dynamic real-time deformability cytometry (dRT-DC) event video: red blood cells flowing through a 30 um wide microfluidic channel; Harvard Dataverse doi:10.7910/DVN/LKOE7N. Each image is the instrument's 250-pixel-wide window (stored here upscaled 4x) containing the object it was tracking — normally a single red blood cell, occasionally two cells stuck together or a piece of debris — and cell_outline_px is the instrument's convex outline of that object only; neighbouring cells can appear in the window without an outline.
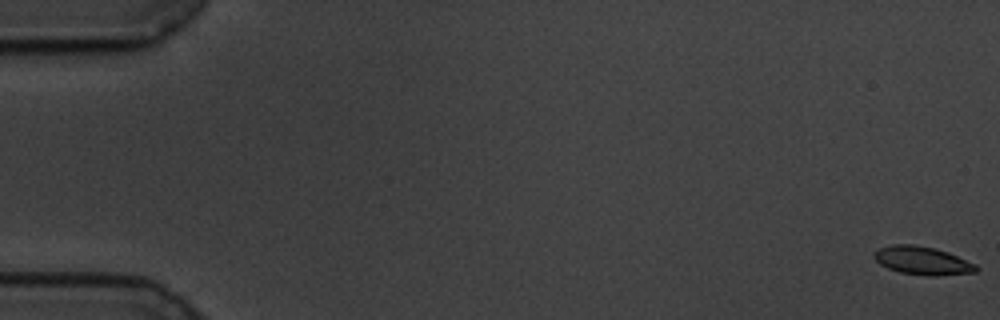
{"species": "common noctule bat (a hibernating species)", "species_latin": "Nyctalus noctula", "temperature_condition": "cold", "stored_images_in_passage": 59, "camera_frame_rate_fps": 3000, "um_per_image_px": 0.085, "animal": {"sex": "male", "body_mass_g": 19.5, "forearm_length_mm": 54.6}, "frame": {"image": 1, "passage_image": 1, "time_ms": 0.0, "image_size_px": [1000, 320], "cell_outline_px": [[980, 268], [976, 272], [936, 276], [928, 276], [900, 272], [888, 268], [880, 264], [872, 256], [872, 252], [880, 248], [892, 244], [912, 244], [936, 248], [948, 252], [976, 264]], "centroid_in_image_um": [78.4, 22.15], "position_along_channel_um": 6.6, "area_um2": 16.94}}
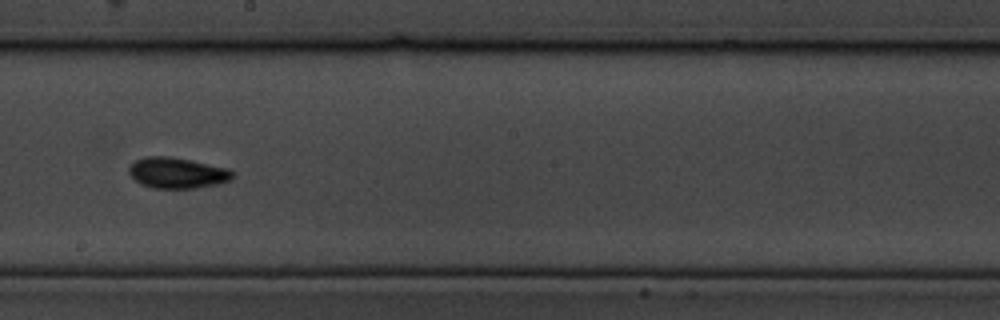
{"frame": {"image": 2, "passage_image": 34, "time_ms": 11.0, "image_size_px": [1000, 320], "cell_outline_px": [[236, 172], [228, 180], [216, 184], [196, 188], [152, 188], [140, 184], [128, 172], [128, 168], [136, 160], [144, 156], [172, 156], [192, 160], [228, 168]], "centroid_in_image_um": [15.05, 14.68], "position_along_channel_um": 233.2, "area_um2": 18.67}}
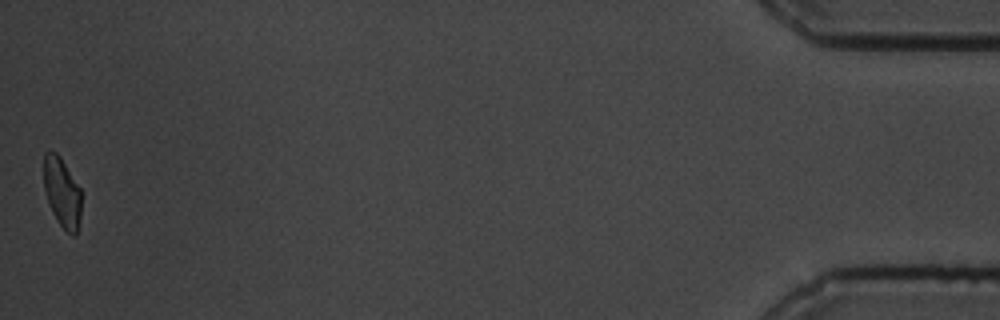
{"frame": {"image": 3, "passage_image": 59, "time_ms": 19.333, "image_size_px": [1000, 320], "cell_outline_px": [[80, 216], [76, 236], [72, 236], [60, 224], [52, 212], [44, 188], [44, 152], [56, 152], [60, 156], [80, 188]], "centroid_in_image_um": [5.27, 16.35], "position_along_channel_um": 429.9, "area_um2": 14.97}, "authors_computed_cell_mechanics": {"area_um2": 17.1088, "velocity_mm_per_s": 3.4509, "shape_relaxation_time_tau1_ms": 2.7317, "shape_relaxation_time_tau2_ms": 2.1708, "deformation_change_tau1": 0.1162, "deformation_change_tau2": 0.0495}}